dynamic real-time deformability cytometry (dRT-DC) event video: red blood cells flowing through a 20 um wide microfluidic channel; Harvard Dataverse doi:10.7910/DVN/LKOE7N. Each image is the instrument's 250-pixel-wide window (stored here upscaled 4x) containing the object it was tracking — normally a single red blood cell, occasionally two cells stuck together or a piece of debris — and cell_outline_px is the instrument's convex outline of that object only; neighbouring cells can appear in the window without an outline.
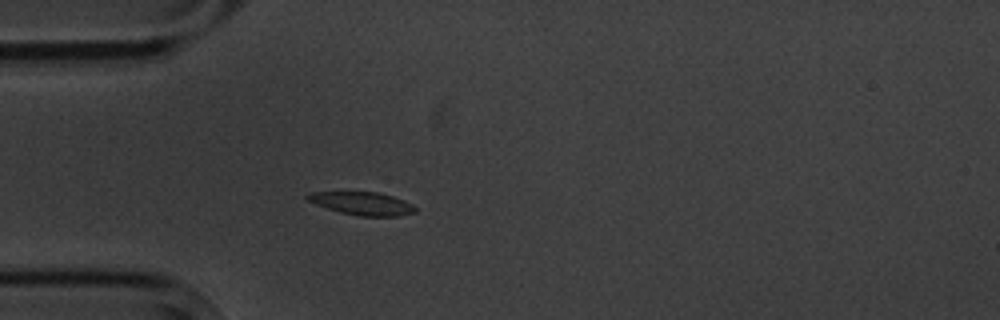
{"species": "common noctule bat (a hibernating species)", "species_latin": "Nyctalus noctula", "temperature_condition": "cold", "stored_images_in_passage": 3, "camera_frame_rate_fps": 3000, "um_per_image_px": 0.085, "animal": {"sex": "male", "body_mass_g": 20.1, "forearm_length_mm": 53.5}, "frame": {"image": 1, "passage_image": 3, "time_ms": 2.333, "image_size_px": [1000, 320], "cell_outline_px": [[416, 212], [396, 216], [360, 216], [340, 212], [316, 204], [308, 200], [304, 196], [312, 192], [376, 192], [392, 196], [404, 200], [412, 204], [416, 208]], "centroid_in_image_um": [30.8, 17.29], "position_along_channel_um": 54.2, "area_um2": 14.28}}